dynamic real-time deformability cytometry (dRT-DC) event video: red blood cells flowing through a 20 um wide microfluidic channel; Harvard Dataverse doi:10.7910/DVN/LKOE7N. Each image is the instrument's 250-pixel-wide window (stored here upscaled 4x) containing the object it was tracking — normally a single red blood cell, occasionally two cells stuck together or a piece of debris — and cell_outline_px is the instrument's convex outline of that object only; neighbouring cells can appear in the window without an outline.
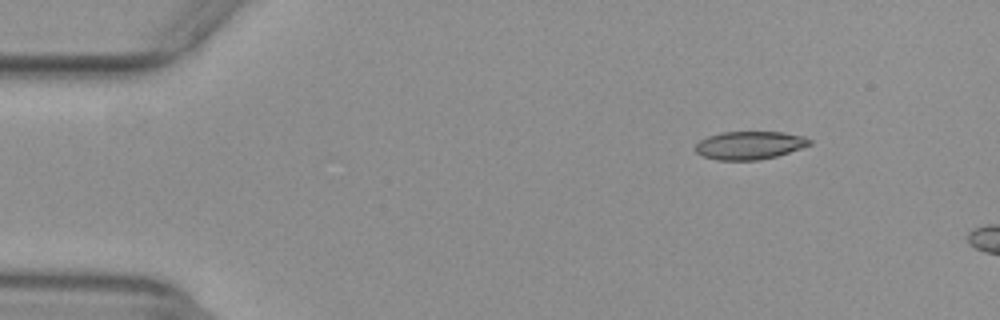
{"species": "common noctule bat (a hibernating species)", "species_latin": "Nyctalus noctula", "temperature_condition": "warm", "stored_images_in_passage": 11, "camera_frame_rate_fps": 3000, "um_per_image_px": 0.085, "animal": {"sex": "female", "body_mass_g": 29.2, "forearm_length_mm": 56.3}, "frame": {"image": 1, "passage_image": 7, "time_ms": 2.0, "image_size_px": [1000, 320], "cell_outline_px": [[812, 144], [776, 156], [760, 160], [716, 160], [704, 156], [696, 152], [696, 144], [700, 140], [708, 136], [720, 132], [784, 132], [804, 136], [812, 140]], "centroid_in_image_um": [63.72, 12.34], "position_along_channel_um": 21.3, "area_um2": 18.67}}